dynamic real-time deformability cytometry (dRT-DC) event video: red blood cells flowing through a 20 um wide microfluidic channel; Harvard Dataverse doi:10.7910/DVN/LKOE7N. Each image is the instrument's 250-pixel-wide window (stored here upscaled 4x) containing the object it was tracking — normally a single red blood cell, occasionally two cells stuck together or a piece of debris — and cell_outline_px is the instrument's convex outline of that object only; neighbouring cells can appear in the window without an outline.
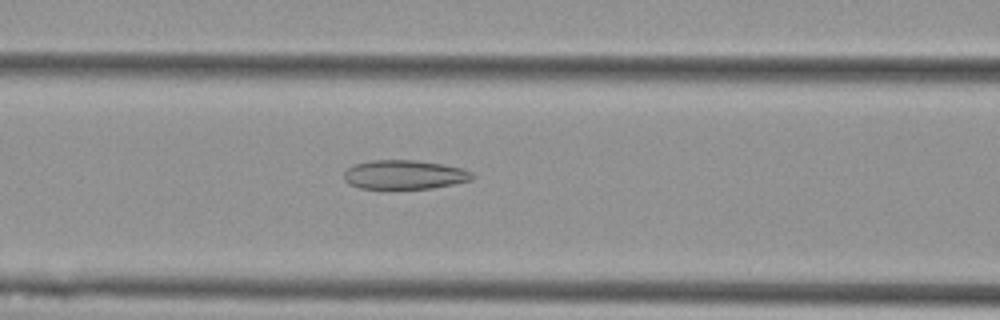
{"species": "Egyptian fruit bat (a non-hibernating species)", "species_latin": "Rousettus aegyptiacus", "temperature_condition": "cold", "stored_images_in_passage": 42, "camera_frame_rate_fps": 3000, "um_per_image_px": 0.085, "animal": {"sex": "female"}, "frame": {"image": 1, "passage_image": 9, "time_ms": 2.667, "image_size_px": [1000, 320], "cell_outline_px": [[472, 180], [432, 188], [360, 188], [348, 184], [344, 180], [344, 172], [348, 168], [356, 164], [372, 160], [416, 160], [444, 164], [464, 168], [472, 172]], "centroid_in_image_um": [34.38, 14.84], "position_along_channel_um": 132.2, "area_um2": 21.68}}
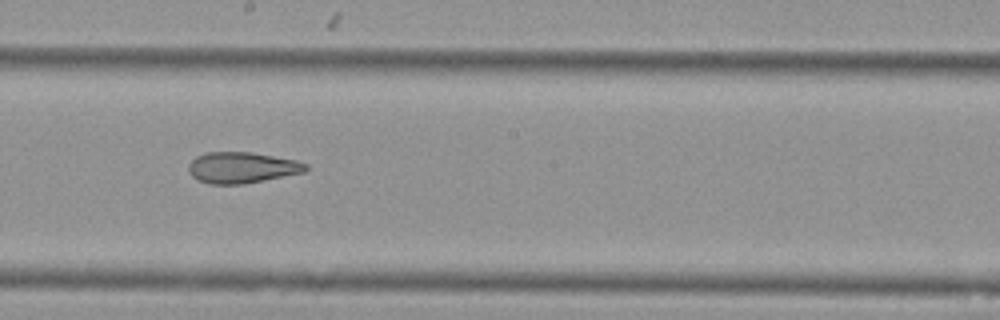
{"frame": {"image": 2, "passage_image": 17, "time_ms": 5.333, "image_size_px": [1000, 320], "cell_outline_px": [[308, 168], [304, 172], [244, 184], [208, 184], [192, 176], [188, 168], [188, 164], [196, 156], [208, 152], [252, 152], [296, 160], [308, 164]], "centroid_in_image_um": [20.56, 14.24], "position_along_channel_um": 227.6, "area_um2": 21.15}}
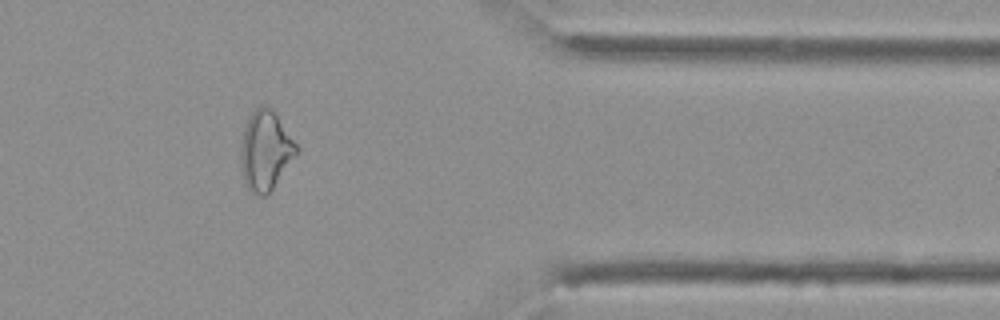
{"frame": {"image": 3, "passage_image": 32, "time_ms": 10.333, "image_size_px": [1000, 320], "cell_outline_px": [[300, 148], [272, 188], [264, 196], [260, 196], [252, 192], [244, 184], [240, 160], [240, 144], [244, 128], [248, 116], [260, 104], [264, 104], [272, 108]], "centroid_in_image_um": [22.53, 12.75], "position_along_channel_um": 388.9, "area_um2": 25.78}, "authors_computed_cell_mechanics": {"area_um2": 23.0333, "velocity_mm_per_s": 3.5939, "shape_relaxation_time_tau1_ms": null, "shape_relaxation_time_tau2_ms": 3.8716, "deformation_change_tau1": null, "deformation_change_tau2": 0.125}}